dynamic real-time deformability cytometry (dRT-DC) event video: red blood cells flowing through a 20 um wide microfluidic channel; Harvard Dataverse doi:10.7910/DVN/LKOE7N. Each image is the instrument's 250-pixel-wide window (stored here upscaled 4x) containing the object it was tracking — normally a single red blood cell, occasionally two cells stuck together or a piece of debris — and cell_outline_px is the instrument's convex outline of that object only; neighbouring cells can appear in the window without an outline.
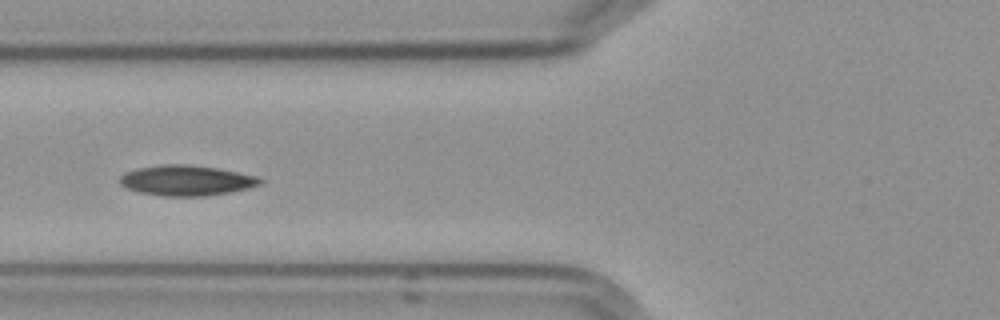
{"species": "Egyptian fruit bat (a non-hibernating species)", "species_latin": "Rousettus aegyptiacus", "temperature_condition": "cold", "stored_images_in_passage": 9, "camera_frame_rate_fps": 3000, "um_per_image_px": 0.085, "frame": {"image": 1, "passage_image": 7, "time_ms": 7.333, "image_size_px": [1000, 320], "cell_outline_px": [[264, 184], [248, 188], [228, 192], [204, 196], [164, 196], [140, 192], [124, 188], [120, 184], [120, 176], [124, 172], [136, 168], [164, 164], [184, 164], [216, 168], [256, 176], [264, 180]], "centroid_in_image_um": [15.82, 15.34], "position_along_channel_um": 110.0, "area_um2": 24.8}}
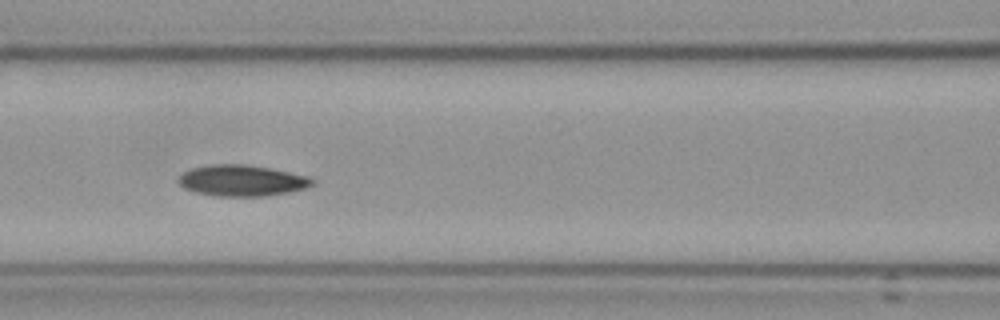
{"frame": {"image": 2, "passage_image": 8, "time_ms": 8.333, "image_size_px": [1000, 320], "cell_outline_px": [[316, 184], [304, 188], [288, 192], [264, 196], [212, 196], [196, 192], [184, 188], [180, 184], [180, 176], [184, 172], [192, 168], [212, 164], [248, 164], [308, 176], [316, 180]], "centroid_in_image_um": [20.59, 15.35], "position_along_channel_um": 146.0, "area_um2": 24.16}}